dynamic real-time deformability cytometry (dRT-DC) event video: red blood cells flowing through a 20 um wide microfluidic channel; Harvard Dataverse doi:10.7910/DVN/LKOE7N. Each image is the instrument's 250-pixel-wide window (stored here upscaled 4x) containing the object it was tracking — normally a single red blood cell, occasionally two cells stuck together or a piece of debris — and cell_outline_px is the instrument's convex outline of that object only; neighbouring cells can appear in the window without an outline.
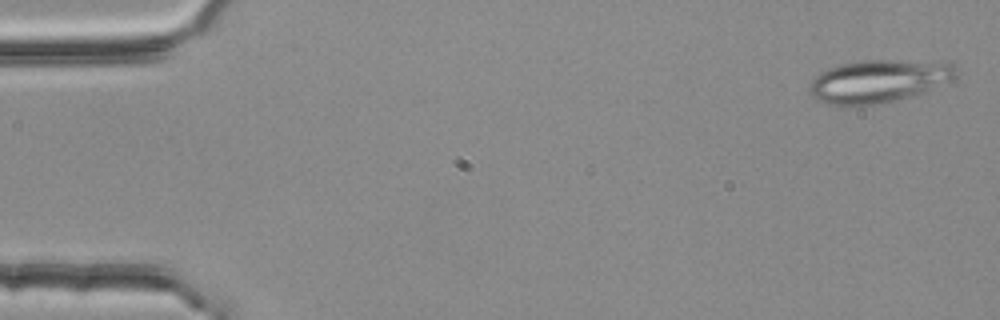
{"species": "common noctule bat (a hibernating species)", "species_latin": "Nyctalus noctula", "temperature_condition": "room temperature", "stored_images_in_passage": 55, "segment_of_instrument_passage": [1, 2], "camera_frame_rate_fps": 3000, "um_per_image_px": 0.085, "animal": {"sex": "female", "body_mass_g": 25.1}, "frame": {"image": 1, "passage_image": 2, "time_ms": 0.333, "image_size_px": [1000, 320], "cell_outline_px": [[960, 72], [952, 80], [916, 96], [900, 100], [880, 104], [848, 108], [828, 104], [816, 100], [812, 96], [808, 88], [812, 80], [820, 72], [840, 64], [864, 60], [948, 60], [956, 64]], "centroid_in_image_um": [74.77, 6.91], "position_along_channel_um": 10.2, "area_um2": 38.15}}